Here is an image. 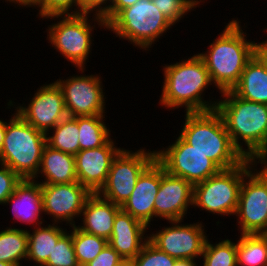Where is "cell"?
I'll return each instance as SVG.
<instances>
[{
    "mask_svg": "<svg viewBox=\"0 0 267 266\" xmlns=\"http://www.w3.org/2000/svg\"><path fill=\"white\" fill-rule=\"evenodd\" d=\"M221 97L216 110L233 145L247 159L267 161V104L244 100L232 90L222 92ZM243 142L247 149H243Z\"/></svg>",
    "mask_w": 267,
    "mask_h": 266,
    "instance_id": "1",
    "label": "cell"
},
{
    "mask_svg": "<svg viewBox=\"0 0 267 266\" xmlns=\"http://www.w3.org/2000/svg\"><path fill=\"white\" fill-rule=\"evenodd\" d=\"M237 20L229 21L205 53H198L219 93L232 90L239 83L245 66L256 54L258 43L247 40V33Z\"/></svg>",
    "mask_w": 267,
    "mask_h": 266,
    "instance_id": "2",
    "label": "cell"
},
{
    "mask_svg": "<svg viewBox=\"0 0 267 266\" xmlns=\"http://www.w3.org/2000/svg\"><path fill=\"white\" fill-rule=\"evenodd\" d=\"M160 103L165 108L184 107L186 112H204L216 109L217 101H206L204 90L212 85L203 59L194 54L181 62L166 65Z\"/></svg>",
    "mask_w": 267,
    "mask_h": 266,
    "instance_id": "3",
    "label": "cell"
},
{
    "mask_svg": "<svg viewBox=\"0 0 267 266\" xmlns=\"http://www.w3.org/2000/svg\"><path fill=\"white\" fill-rule=\"evenodd\" d=\"M179 136L205 154L221 170L240 165L246 157L233 145L221 114L216 110L186 112Z\"/></svg>",
    "mask_w": 267,
    "mask_h": 266,
    "instance_id": "4",
    "label": "cell"
},
{
    "mask_svg": "<svg viewBox=\"0 0 267 266\" xmlns=\"http://www.w3.org/2000/svg\"><path fill=\"white\" fill-rule=\"evenodd\" d=\"M46 133L35 129L17 112L6 122V133L0 152V163L8 166L21 179L38 175Z\"/></svg>",
    "mask_w": 267,
    "mask_h": 266,
    "instance_id": "5",
    "label": "cell"
},
{
    "mask_svg": "<svg viewBox=\"0 0 267 266\" xmlns=\"http://www.w3.org/2000/svg\"><path fill=\"white\" fill-rule=\"evenodd\" d=\"M172 26L152 0H138L134 5L120 10L106 24V29L113 31L119 39L148 50Z\"/></svg>",
    "mask_w": 267,
    "mask_h": 266,
    "instance_id": "6",
    "label": "cell"
},
{
    "mask_svg": "<svg viewBox=\"0 0 267 266\" xmlns=\"http://www.w3.org/2000/svg\"><path fill=\"white\" fill-rule=\"evenodd\" d=\"M256 163L246 158L240 165L193 185V207L221 216L235 215L243 177Z\"/></svg>",
    "mask_w": 267,
    "mask_h": 266,
    "instance_id": "7",
    "label": "cell"
},
{
    "mask_svg": "<svg viewBox=\"0 0 267 266\" xmlns=\"http://www.w3.org/2000/svg\"><path fill=\"white\" fill-rule=\"evenodd\" d=\"M90 16L86 14L76 15H52L49 19H61L57 23L48 26L47 39L54 49L84 73L86 60L92 47V31L96 27L90 25ZM93 27V28H92Z\"/></svg>",
    "mask_w": 267,
    "mask_h": 266,
    "instance_id": "8",
    "label": "cell"
},
{
    "mask_svg": "<svg viewBox=\"0 0 267 266\" xmlns=\"http://www.w3.org/2000/svg\"><path fill=\"white\" fill-rule=\"evenodd\" d=\"M257 163L245 174L240 187L238 217L240 234H262L267 232V161ZM264 165V166H263ZM256 171V172H255Z\"/></svg>",
    "mask_w": 267,
    "mask_h": 266,
    "instance_id": "9",
    "label": "cell"
},
{
    "mask_svg": "<svg viewBox=\"0 0 267 266\" xmlns=\"http://www.w3.org/2000/svg\"><path fill=\"white\" fill-rule=\"evenodd\" d=\"M156 159V151L122 149L114 158L105 185L98 194L122 206L130 197L140 174Z\"/></svg>",
    "mask_w": 267,
    "mask_h": 266,
    "instance_id": "10",
    "label": "cell"
},
{
    "mask_svg": "<svg viewBox=\"0 0 267 266\" xmlns=\"http://www.w3.org/2000/svg\"><path fill=\"white\" fill-rule=\"evenodd\" d=\"M156 159L169 174L182 177L192 185L217 174L221 169L205 154L180 136L166 149L156 151Z\"/></svg>",
    "mask_w": 267,
    "mask_h": 266,
    "instance_id": "11",
    "label": "cell"
},
{
    "mask_svg": "<svg viewBox=\"0 0 267 266\" xmlns=\"http://www.w3.org/2000/svg\"><path fill=\"white\" fill-rule=\"evenodd\" d=\"M181 222L184 221H169L172 226H164L156 233L150 234L148 241L160 251L176 259L196 260L202 256L208 239L205 227L201 222L185 225Z\"/></svg>",
    "mask_w": 267,
    "mask_h": 266,
    "instance_id": "12",
    "label": "cell"
},
{
    "mask_svg": "<svg viewBox=\"0 0 267 266\" xmlns=\"http://www.w3.org/2000/svg\"><path fill=\"white\" fill-rule=\"evenodd\" d=\"M62 89L67 115L83 117L105 115V93L99 75H80L55 81Z\"/></svg>",
    "mask_w": 267,
    "mask_h": 266,
    "instance_id": "13",
    "label": "cell"
},
{
    "mask_svg": "<svg viewBox=\"0 0 267 266\" xmlns=\"http://www.w3.org/2000/svg\"><path fill=\"white\" fill-rule=\"evenodd\" d=\"M27 105L18 104L15 112L35 129L44 133H49L68 116L62 89L56 82L44 84L38 88Z\"/></svg>",
    "mask_w": 267,
    "mask_h": 266,
    "instance_id": "14",
    "label": "cell"
},
{
    "mask_svg": "<svg viewBox=\"0 0 267 266\" xmlns=\"http://www.w3.org/2000/svg\"><path fill=\"white\" fill-rule=\"evenodd\" d=\"M43 214L53 217L54 223L66 222L75 226L74 219L81 217L87 198L92 194L80 182L40 184Z\"/></svg>",
    "mask_w": 267,
    "mask_h": 266,
    "instance_id": "15",
    "label": "cell"
},
{
    "mask_svg": "<svg viewBox=\"0 0 267 266\" xmlns=\"http://www.w3.org/2000/svg\"><path fill=\"white\" fill-rule=\"evenodd\" d=\"M193 206V185L182 177L165 171L161 164V181L154 203V218L183 220Z\"/></svg>",
    "mask_w": 267,
    "mask_h": 266,
    "instance_id": "16",
    "label": "cell"
},
{
    "mask_svg": "<svg viewBox=\"0 0 267 266\" xmlns=\"http://www.w3.org/2000/svg\"><path fill=\"white\" fill-rule=\"evenodd\" d=\"M110 139L105 145L79 151L75 157L78 182L91 193H98L105 185L111 164L123 148Z\"/></svg>",
    "mask_w": 267,
    "mask_h": 266,
    "instance_id": "17",
    "label": "cell"
},
{
    "mask_svg": "<svg viewBox=\"0 0 267 266\" xmlns=\"http://www.w3.org/2000/svg\"><path fill=\"white\" fill-rule=\"evenodd\" d=\"M161 181V163L155 159L139 176L130 197L121 209L147 227L154 217V203Z\"/></svg>",
    "mask_w": 267,
    "mask_h": 266,
    "instance_id": "18",
    "label": "cell"
},
{
    "mask_svg": "<svg viewBox=\"0 0 267 266\" xmlns=\"http://www.w3.org/2000/svg\"><path fill=\"white\" fill-rule=\"evenodd\" d=\"M147 229L148 227L143 222L121 209L114 219V227L108 244L128 264L140 253L143 245L148 241V234H145Z\"/></svg>",
    "mask_w": 267,
    "mask_h": 266,
    "instance_id": "19",
    "label": "cell"
},
{
    "mask_svg": "<svg viewBox=\"0 0 267 266\" xmlns=\"http://www.w3.org/2000/svg\"><path fill=\"white\" fill-rule=\"evenodd\" d=\"M120 210L121 206L102 198L98 193H92L87 198L81 213L83 225L77 227L86 233L109 240L114 219Z\"/></svg>",
    "mask_w": 267,
    "mask_h": 266,
    "instance_id": "20",
    "label": "cell"
},
{
    "mask_svg": "<svg viewBox=\"0 0 267 266\" xmlns=\"http://www.w3.org/2000/svg\"><path fill=\"white\" fill-rule=\"evenodd\" d=\"M9 203L17 222L32 224L33 227L44 222L43 216H40L43 213L40 183L33 179H22L4 205Z\"/></svg>",
    "mask_w": 267,
    "mask_h": 266,
    "instance_id": "21",
    "label": "cell"
},
{
    "mask_svg": "<svg viewBox=\"0 0 267 266\" xmlns=\"http://www.w3.org/2000/svg\"><path fill=\"white\" fill-rule=\"evenodd\" d=\"M44 177L42 182L35 180L39 174ZM40 184H60L78 182L75 170L74 155L64 153L45 145L38 175L33 179Z\"/></svg>",
    "mask_w": 267,
    "mask_h": 266,
    "instance_id": "22",
    "label": "cell"
},
{
    "mask_svg": "<svg viewBox=\"0 0 267 266\" xmlns=\"http://www.w3.org/2000/svg\"><path fill=\"white\" fill-rule=\"evenodd\" d=\"M232 91L244 100L267 104V67L256 54L245 66Z\"/></svg>",
    "mask_w": 267,
    "mask_h": 266,
    "instance_id": "23",
    "label": "cell"
},
{
    "mask_svg": "<svg viewBox=\"0 0 267 266\" xmlns=\"http://www.w3.org/2000/svg\"><path fill=\"white\" fill-rule=\"evenodd\" d=\"M42 225L44 224L35 226L32 233L27 230L28 254L26 260L34 261L37 266H43L47 262L58 240L67 232L66 228L64 230L62 227L57 226L58 223L47 226Z\"/></svg>",
    "mask_w": 267,
    "mask_h": 266,
    "instance_id": "24",
    "label": "cell"
},
{
    "mask_svg": "<svg viewBox=\"0 0 267 266\" xmlns=\"http://www.w3.org/2000/svg\"><path fill=\"white\" fill-rule=\"evenodd\" d=\"M28 254L27 229L7 227L0 231V261L22 266Z\"/></svg>",
    "mask_w": 267,
    "mask_h": 266,
    "instance_id": "25",
    "label": "cell"
},
{
    "mask_svg": "<svg viewBox=\"0 0 267 266\" xmlns=\"http://www.w3.org/2000/svg\"><path fill=\"white\" fill-rule=\"evenodd\" d=\"M104 118L105 115L77 117L80 151L103 146L111 139Z\"/></svg>",
    "mask_w": 267,
    "mask_h": 266,
    "instance_id": "26",
    "label": "cell"
},
{
    "mask_svg": "<svg viewBox=\"0 0 267 266\" xmlns=\"http://www.w3.org/2000/svg\"><path fill=\"white\" fill-rule=\"evenodd\" d=\"M51 130L52 135L46 133L48 146L74 156L80 151L77 117L67 116Z\"/></svg>",
    "mask_w": 267,
    "mask_h": 266,
    "instance_id": "27",
    "label": "cell"
},
{
    "mask_svg": "<svg viewBox=\"0 0 267 266\" xmlns=\"http://www.w3.org/2000/svg\"><path fill=\"white\" fill-rule=\"evenodd\" d=\"M236 242L237 266H267V242L261 234H241Z\"/></svg>",
    "mask_w": 267,
    "mask_h": 266,
    "instance_id": "28",
    "label": "cell"
},
{
    "mask_svg": "<svg viewBox=\"0 0 267 266\" xmlns=\"http://www.w3.org/2000/svg\"><path fill=\"white\" fill-rule=\"evenodd\" d=\"M72 227V241L79 266H85L94 260L106 247L108 240L80 230L76 225Z\"/></svg>",
    "mask_w": 267,
    "mask_h": 266,
    "instance_id": "29",
    "label": "cell"
},
{
    "mask_svg": "<svg viewBox=\"0 0 267 266\" xmlns=\"http://www.w3.org/2000/svg\"><path fill=\"white\" fill-rule=\"evenodd\" d=\"M237 244L231 239L212 244L207 239L202 253L203 266H237Z\"/></svg>",
    "mask_w": 267,
    "mask_h": 266,
    "instance_id": "30",
    "label": "cell"
},
{
    "mask_svg": "<svg viewBox=\"0 0 267 266\" xmlns=\"http://www.w3.org/2000/svg\"><path fill=\"white\" fill-rule=\"evenodd\" d=\"M43 266H79L72 241V230L58 240Z\"/></svg>",
    "mask_w": 267,
    "mask_h": 266,
    "instance_id": "31",
    "label": "cell"
},
{
    "mask_svg": "<svg viewBox=\"0 0 267 266\" xmlns=\"http://www.w3.org/2000/svg\"><path fill=\"white\" fill-rule=\"evenodd\" d=\"M159 11L173 24L194 10L202 0H152ZM194 8V9H193Z\"/></svg>",
    "mask_w": 267,
    "mask_h": 266,
    "instance_id": "32",
    "label": "cell"
},
{
    "mask_svg": "<svg viewBox=\"0 0 267 266\" xmlns=\"http://www.w3.org/2000/svg\"><path fill=\"white\" fill-rule=\"evenodd\" d=\"M176 258L160 251L147 241L140 253L128 263V266H174Z\"/></svg>",
    "mask_w": 267,
    "mask_h": 266,
    "instance_id": "33",
    "label": "cell"
},
{
    "mask_svg": "<svg viewBox=\"0 0 267 266\" xmlns=\"http://www.w3.org/2000/svg\"><path fill=\"white\" fill-rule=\"evenodd\" d=\"M113 2L114 0H80V14L91 15V12L95 11L92 21H94V24H98L101 29H105L106 24L110 21V9Z\"/></svg>",
    "mask_w": 267,
    "mask_h": 266,
    "instance_id": "34",
    "label": "cell"
},
{
    "mask_svg": "<svg viewBox=\"0 0 267 266\" xmlns=\"http://www.w3.org/2000/svg\"><path fill=\"white\" fill-rule=\"evenodd\" d=\"M75 6L76 8L72 10ZM38 14L43 19L52 15L80 14V0H42Z\"/></svg>",
    "mask_w": 267,
    "mask_h": 266,
    "instance_id": "35",
    "label": "cell"
},
{
    "mask_svg": "<svg viewBox=\"0 0 267 266\" xmlns=\"http://www.w3.org/2000/svg\"><path fill=\"white\" fill-rule=\"evenodd\" d=\"M22 179L8 166L0 163V205L14 193L16 186Z\"/></svg>",
    "mask_w": 267,
    "mask_h": 266,
    "instance_id": "36",
    "label": "cell"
},
{
    "mask_svg": "<svg viewBox=\"0 0 267 266\" xmlns=\"http://www.w3.org/2000/svg\"><path fill=\"white\" fill-rule=\"evenodd\" d=\"M85 266H128L124 259L109 245Z\"/></svg>",
    "mask_w": 267,
    "mask_h": 266,
    "instance_id": "37",
    "label": "cell"
},
{
    "mask_svg": "<svg viewBox=\"0 0 267 266\" xmlns=\"http://www.w3.org/2000/svg\"><path fill=\"white\" fill-rule=\"evenodd\" d=\"M138 0H114L110 9V20L122 9L134 5Z\"/></svg>",
    "mask_w": 267,
    "mask_h": 266,
    "instance_id": "38",
    "label": "cell"
},
{
    "mask_svg": "<svg viewBox=\"0 0 267 266\" xmlns=\"http://www.w3.org/2000/svg\"><path fill=\"white\" fill-rule=\"evenodd\" d=\"M10 2V3H14L17 4V5H22L23 7H33L34 8H39L41 6V2L42 0H5V2Z\"/></svg>",
    "mask_w": 267,
    "mask_h": 266,
    "instance_id": "39",
    "label": "cell"
},
{
    "mask_svg": "<svg viewBox=\"0 0 267 266\" xmlns=\"http://www.w3.org/2000/svg\"><path fill=\"white\" fill-rule=\"evenodd\" d=\"M256 55L263 61L267 67V50L260 44H257Z\"/></svg>",
    "mask_w": 267,
    "mask_h": 266,
    "instance_id": "40",
    "label": "cell"
},
{
    "mask_svg": "<svg viewBox=\"0 0 267 266\" xmlns=\"http://www.w3.org/2000/svg\"><path fill=\"white\" fill-rule=\"evenodd\" d=\"M196 260L193 259H176L174 266H197Z\"/></svg>",
    "mask_w": 267,
    "mask_h": 266,
    "instance_id": "41",
    "label": "cell"
},
{
    "mask_svg": "<svg viewBox=\"0 0 267 266\" xmlns=\"http://www.w3.org/2000/svg\"><path fill=\"white\" fill-rule=\"evenodd\" d=\"M5 133H6V121H2L0 119V152L2 150L3 147V141L5 138Z\"/></svg>",
    "mask_w": 267,
    "mask_h": 266,
    "instance_id": "42",
    "label": "cell"
},
{
    "mask_svg": "<svg viewBox=\"0 0 267 266\" xmlns=\"http://www.w3.org/2000/svg\"><path fill=\"white\" fill-rule=\"evenodd\" d=\"M0 266H14V265L0 261Z\"/></svg>",
    "mask_w": 267,
    "mask_h": 266,
    "instance_id": "43",
    "label": "cell"
},
{
    "mask_svg": "<svg viewBox=\"0 0 267 266\" xmlns=\"http://www.w3.org/2000/svg\"><path fill=\"white\" fill-rule=\"evenodd\" d=\"M267 50V40L260 43Z\"/></svg>",
    "mask_w": 267,
    "mask_h": 266,
    "instance_id": "44",
    "label": "cell"
},
{
    "mask_svg": "<svg viewBox=\"0 0 267 266\" xmlns=\"http://www.w3.org/2000/svg\"><path fill=\"white\" fill-rule=\"evenodd\" d=\"M261 235L266 239V242H267V232L262 233Z\"/></svg>",
    "mask_w": 267,
    "mask_h": 266,
    "instance_id": "45",
    "label": "cell"
}]
</instances>
